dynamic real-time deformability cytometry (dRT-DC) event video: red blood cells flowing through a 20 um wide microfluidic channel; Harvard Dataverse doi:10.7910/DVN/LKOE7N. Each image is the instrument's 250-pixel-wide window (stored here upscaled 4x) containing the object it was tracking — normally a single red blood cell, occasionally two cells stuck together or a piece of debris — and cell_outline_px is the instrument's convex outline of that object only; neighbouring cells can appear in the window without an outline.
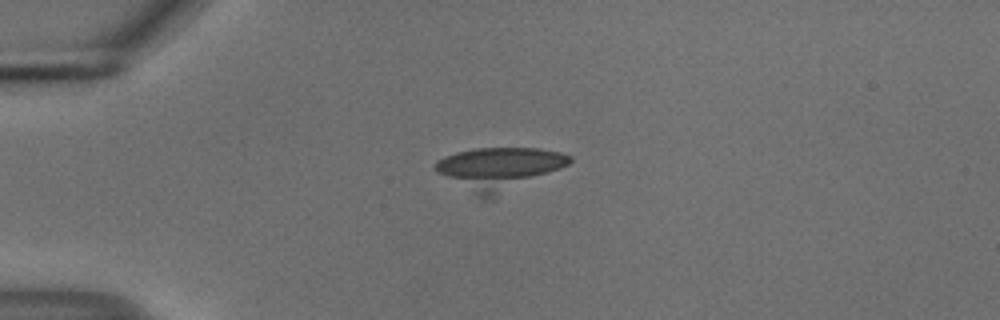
{"species": "common noctule bat (a hibernating species)", "species_latin": "Nyctalus noctula", "temperature_condition": "cold", "stored_images_in_passage": 38, "camera_frame_rate_fps": 3000, "um_per_image_px": 0.085, "animal": {"sex": "male", "body_mass_g": 18.8}, "frame": {"image": 1, "passage_image": 4, "time_ms": 1.0, "image_size_px": [1000, 320], "cell_outline_px": [[572, 160], [568, 164], [560, 168], [492, 200], [484, 200], [476, 196], [436, 172], [432, 168], [436, 160], [444, 156], [456, 152], [476, 148], [536, 148], [560, 152], [572, 156]], "centroid_in_image_um": [42.36, 14.34], "position_along_channel_um": 42.6, "area_um2": 33.35}}
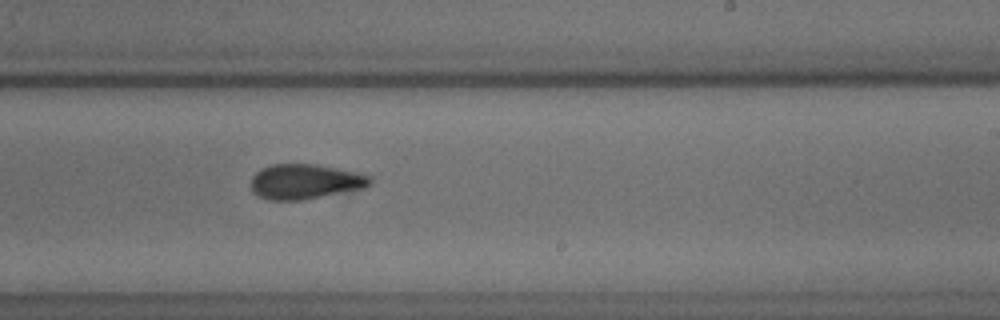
{"frame": {"image": 2, "passage_image": 24, "time_ms": 7.667, "image_size_px": [1000, 320], "cell_outline_px": [[372, 184], [364, 188], [304, 200], [268, 200], [256, 196], [252, 192], [252, 176], [260, 168], [272, 164], [316, 164], [372, 176]], "centroid_in_image_um": [25.91, 15.44], "position_along_channel_um": 263.1, "area_um2": 24.39}}
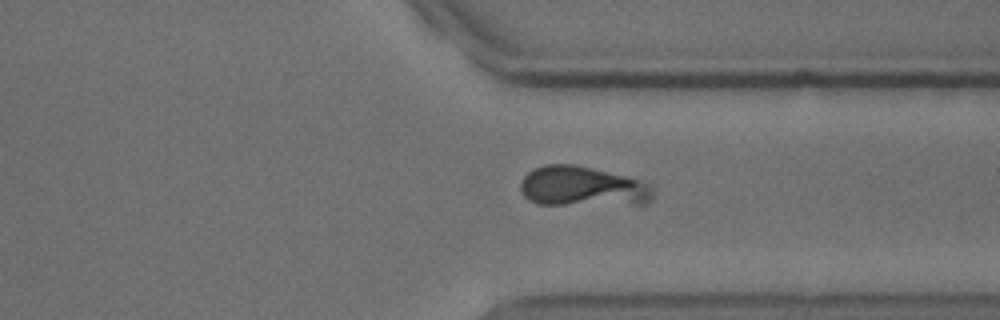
{"frame": {"image": 3, "passage_image": 32, "time_ms": 10.333, "image_size_px": [1000, 320], "cell_outline_px": [[652, 200], [648, 204], [536, 204], [528, 200], [520, 192], [520, 180], [528, 172], [544, 164], [576, 164], [636, 180], [652, 188]], "centroid_in_image_um": [49.42, 15.86], "position_along_channel_um": 362.0, "area_um2": 30.58}, "authors_computed_cell_mechanics": {"area_um2": 25.143, "velocity_mm_per_s": 3.7299, "shape_relaxation_time_tau1_ms": 6.3691, "shape_relaxation_time_tau2_ms": null, "deformation_change_tau1": 0.1276, "deformation_change_tau2": null}}